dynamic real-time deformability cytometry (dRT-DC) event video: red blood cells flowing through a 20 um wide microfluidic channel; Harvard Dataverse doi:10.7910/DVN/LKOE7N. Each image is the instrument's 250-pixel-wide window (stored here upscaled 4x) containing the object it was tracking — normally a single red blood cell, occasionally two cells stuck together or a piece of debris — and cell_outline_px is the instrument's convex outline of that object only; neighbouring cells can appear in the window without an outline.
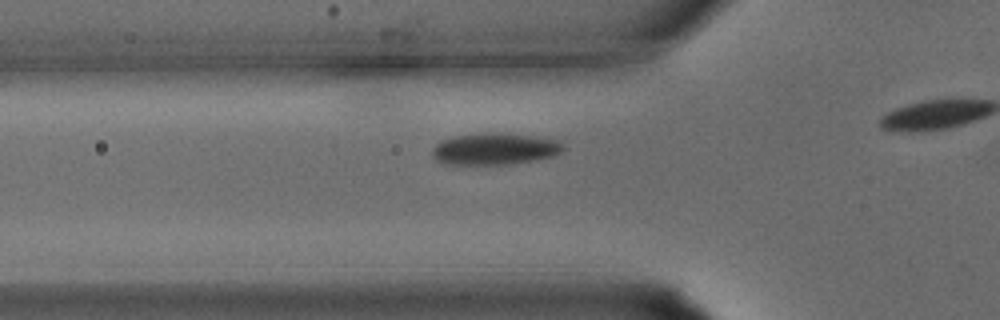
{"species": "common noctule bat (a hibernating species)", "species_latin": "Nyctalus noctula", "temperature_condition": "warm", "stored_images_in_passage": 8, "camera_frame_rate_fps": 3000, "um_per_image_px": 0.085, "animal": {"sex": "male", "body_mass_g": 15.6}, "frame": {"image": 1, "passage_image": 5, "time_ms": 1.333, "image_size_px": [1000, 320], "cell_outline_px": [[564, 148], [560, 152], [552, 156], [536, 160], [512, 164], [440, 164], [432, 156], [432, 148], [440, 140], [456, 136], [528, 136], [556, 140], [564, 144]], "centroid_in_image_um": [42.0, 12.73], "position_along_channel_um": 83.8, "area_um2": 23.0}}
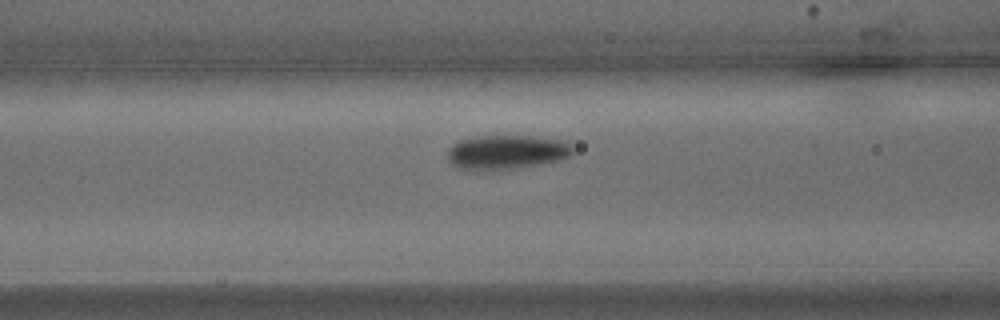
{"frame": {"image": 2, "passage_image": 7, "time_ms": 2.0, "image_size_px": [1000, 320], "cell_outline_px": [[572, 152], [568, 156], [560, 160], [500, 172], [464, 172], [456, 168], [448, 160], [448, 148], [452, 144], [460, 140], [476, 136], [532, 136], [560, 140], [572, 144]], "centroid_in_image_um": [42.96, 12.99], "position_along_channel_um": 123.6, "area_um2": 25.95}}